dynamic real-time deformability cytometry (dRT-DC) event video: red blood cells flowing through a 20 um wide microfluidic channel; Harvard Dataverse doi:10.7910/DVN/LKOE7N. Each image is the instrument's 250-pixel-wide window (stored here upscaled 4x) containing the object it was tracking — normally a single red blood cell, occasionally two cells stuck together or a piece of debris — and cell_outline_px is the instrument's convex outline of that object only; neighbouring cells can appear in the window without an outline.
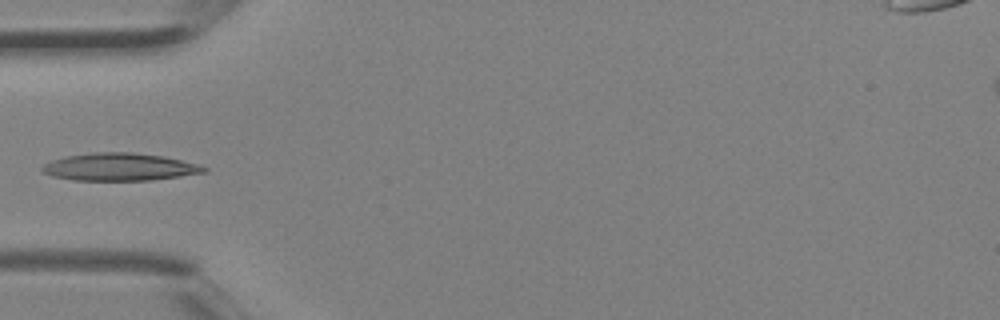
{"species": "Egyptian fruit bat (a non-hibernating species)", "species_latin": "Rousettus aegyptiacus", "temperature_condition": "room temperature", "stored_images_in_passage": 3, "camera_frame_rate_fps": 3000, "um_per_image_px": 0.085, "animal": {"sex": "female"}, "frame": {"image": 1, "passage_image": 3, "time_ms": 0.667, "image_size_px": [1000, 320], "cell_outline_px": [[208, 172], [152, 180], [72, 180], [52, 176], [40, 172], [40, 168], [44, 164], [52, 160], [64, 156], [92, 152], [132, 152], [164, 156], [200, 164], [208, 168]], "centroid_in_image_um": [10.16, 14.18], "position_along_channel_um": 74.8, "area_um2": 26.3}}